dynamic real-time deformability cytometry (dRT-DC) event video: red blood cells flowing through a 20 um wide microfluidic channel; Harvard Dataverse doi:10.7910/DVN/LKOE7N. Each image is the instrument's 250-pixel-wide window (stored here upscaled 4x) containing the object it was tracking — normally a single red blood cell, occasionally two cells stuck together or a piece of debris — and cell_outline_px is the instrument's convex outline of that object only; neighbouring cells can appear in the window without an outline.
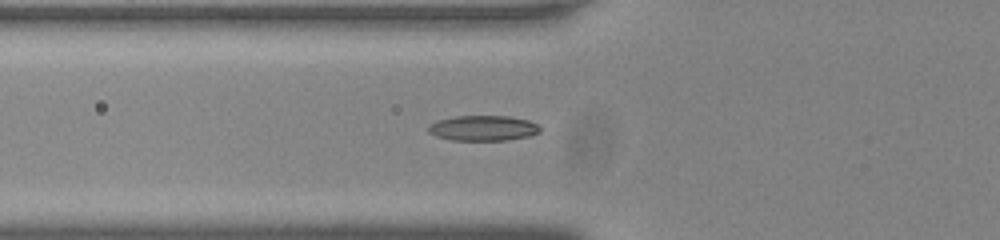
{"species": "common noctule bat (a hibernating species)", "species_latin": "Nyctalus noctula", "temperature_condition": "room temperature", "stored_images_in_passage": 36, "camera_frame_rate_fps": 3000, "um_per_image_px": 0.085, "animal": {"sex": "male", "body_mass_g": 20.0, "forearm_length_mm": 53.3}, "frame": {"image": 1, "passage_image": 2, "time_ms": 0.333, "image_size_px": [1000, 240], "cell_outline_px": [[540, 132], [528, 136], [508, 140], [452, 140], [436, 136], [428, 132], [428, 124], [436, 120], [456, 116], [508, 116], [528, 120], [536, 124], [540, 128]], "centroid_in_image_um": [41.03, 10.89], "position_along_channel_um": 84.8, "area_um2": 16.47}}
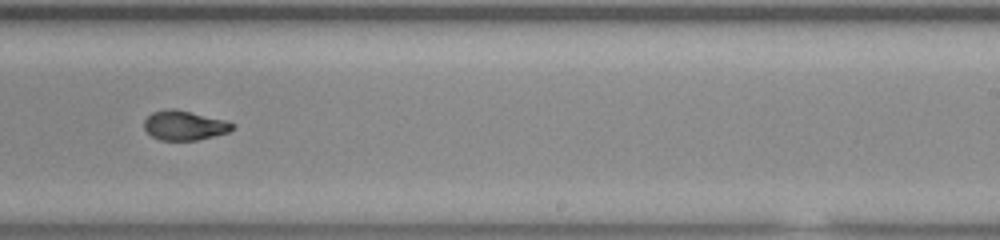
{"frame": {"image": 2, "passage_image": 17, "time_ms": 5.333, "image_size_px": [1000, 240], "cell_outline_px": [[236, 128], [228, 132], [196, 140], [160, 140], [152, 136], [144, 128], [144, 120], [152, 112], [168, 108], [176, 108], [228, 120], [236, 124]], "centroid_in_image_um": [15.71, 10.64], "position_along_channel_um": 273.3, "area_um2": 15.43}}
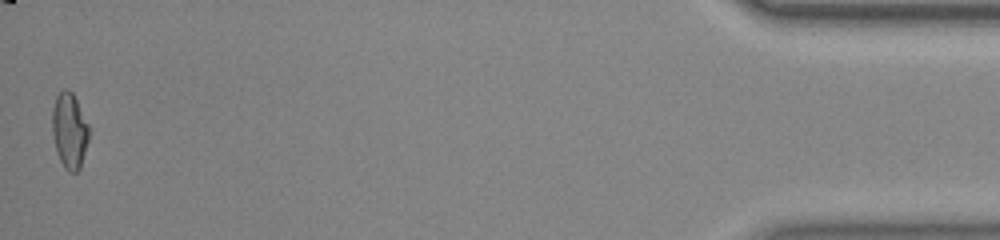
{"frame": {"image": 3, "passage_image": 36, "time_ms": 11.667, "image_size_px": [1000, 240], "cell_outline_px": [[88, 140], [80, 168], [76, 172], [68, 172], [64, 168], [56, 152], [52, 132], [52, 108], [56, 96], [64, 88], [72, 92], [88, 124]], "centroid_in_image_um": [5.88, 11.12], "position_along_channel_um": 429.3, "area_um2": 16.07}, "authors_computed_cell_mechanics": {"area_um2": 15.606, "velocity_mm_per_s": 3.7661, "shape_relaxation_time_tau1_ms": 10.5795, "shape_relaxation_time_tau2_ms": 1.7572, "deformation_change_tau1": 0.2679, "deformation_change_tau2": 0.0722}}